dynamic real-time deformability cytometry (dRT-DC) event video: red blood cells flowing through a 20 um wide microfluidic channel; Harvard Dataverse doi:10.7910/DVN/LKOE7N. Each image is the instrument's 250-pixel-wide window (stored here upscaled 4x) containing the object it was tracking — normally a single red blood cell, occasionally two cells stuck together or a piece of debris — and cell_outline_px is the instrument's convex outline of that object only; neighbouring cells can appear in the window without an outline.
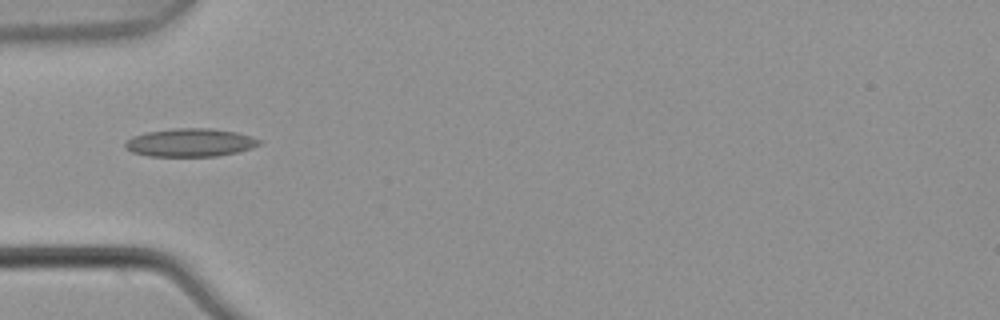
{"species": "common noctule bat (a hibernating species)", "species_latin": "Nyctalus noctula", "temperature_condition": "warm", "stored_images_in_passage": 4, "camera_frame_rate_fps": 3000, "um_per_image_px": 0.085, "animal": {"sex": "male", "body_mass_g": 21.5, "forearm_length_mm": 52.0}, "frame": {"image": 1, "passage_image": 4, "time_ms": 1.0, "image_size_px": [1000, 320], "cell_outline_px": [[260, 144], [252, 148], [236, 152], [216, 156], [148, 156], [132, 152], [124, 148], [124, 144], [132, 136], [148, 132], [176, 128], [212, 128], [236, 132], [252, 136], [260, 140]], "centroid_in_image_um": [16.16, 12.12], "position_along_channel_um": 68.8, "area_um2": 21.96}}